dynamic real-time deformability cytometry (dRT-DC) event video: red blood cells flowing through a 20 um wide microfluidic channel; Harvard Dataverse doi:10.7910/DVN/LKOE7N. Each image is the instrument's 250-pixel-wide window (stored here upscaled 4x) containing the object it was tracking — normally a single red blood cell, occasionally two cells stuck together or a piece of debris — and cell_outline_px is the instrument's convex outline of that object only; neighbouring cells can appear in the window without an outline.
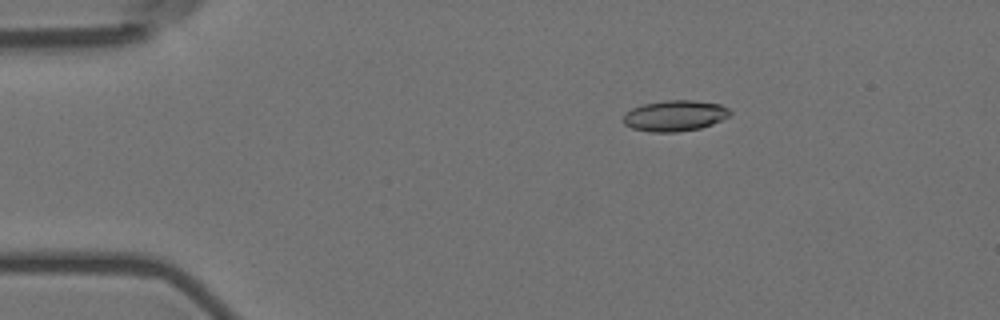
{"species": "Egyptian fruit bat (a non-hibernating species)", "species_latin": "Rousettus aegyptiacus", "temperature_condition": "room temperature", "stored_images_in_passage": 57, "camera_frame_rate_fps": 3000, "um_per_image_px": 0.085, "animal": {"sex": "female"}, "frame": {"image": 1, "passage_image": 10, "time_ms": 3.0, "image_size_px": [1000, 320], "cell_outline_px": [[732, 112], [728, 116], [712, 124], [700, 128], [676, 132], [652, 132], [632, 128], [624, 124], [620, 120], [624, 112], [632, 108], [644, 104], [664, 100], [692, 100], [720, 104], [728, 108]], "centroid_in_image_um": [57.31, 9.83], "position_along_channel_um": 27.7, "area_um2": 19.31}}
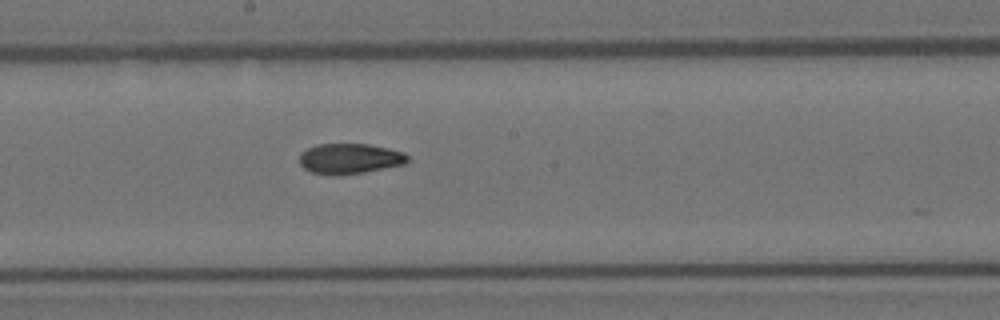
{"frame": {"image": 2, "passage_image": 31, "time_ms": 10.0, "image_size_px": [1000, 320], "cell_outline_px": [[408, 160], [404, 164], [364, 172], [340, 176], [312, 172], [304, 168], [300, 164], [300, 152], [316, 144], [368, 144], [388, 148], [404, 152], [408, 156]], "centroid_in_image_um": [29.71, 13.48], "position_along_channel_um": 218.5, "area_um2": 19.13}}
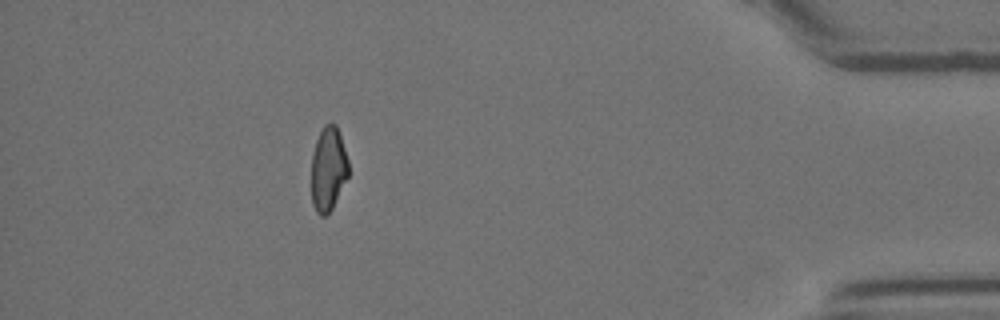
{"frame": {"image": 3, "passage_image": 51, "time_ms": 16.667, "image_size_px": [1000, 320], "cell_outline_px": [[348, 176], [332, 208], [324, 216], [320, 216], [316, 212], [312, 204], [312, 152], [316, 140], [324, 124], [336, 124], [348, 160]], "centroid_in_image_um": [27.89, 14.37], "position_along_channel_um": 407.3, "area_um2": 17.98}, "authors_computed_cell_mechanics": {"area_um2": 19.1896, "velocity_mm_per_s": 3.6051, "shape_relaxation_time_tau1_ms": 7.3013, "shape_relaxation_time_tau2_ms": 2.5492, "deformation_change_tau1": 0.2013, "deformation_change_tau2": 0.0774}}